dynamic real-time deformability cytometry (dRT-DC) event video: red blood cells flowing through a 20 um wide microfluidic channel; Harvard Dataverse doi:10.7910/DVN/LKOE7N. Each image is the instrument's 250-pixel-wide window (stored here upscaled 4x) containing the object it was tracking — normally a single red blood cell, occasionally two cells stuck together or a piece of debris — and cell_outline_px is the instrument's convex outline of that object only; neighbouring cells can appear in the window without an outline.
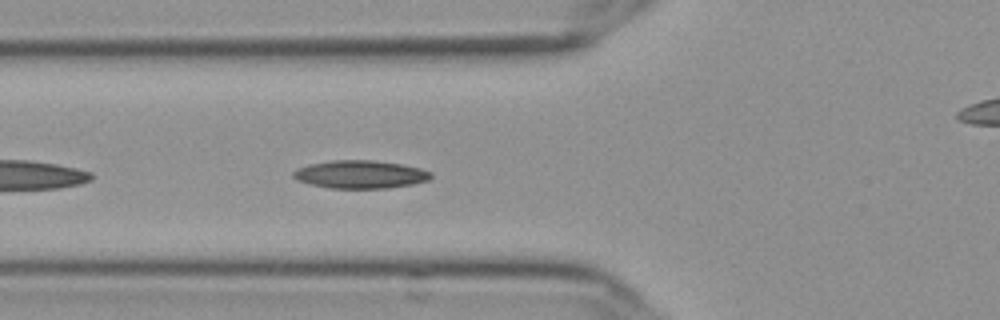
{"species": "Egyptian fruit bat (a non-hibernating species)", "species_latin": "Rousettus aegyptiacus", "temperature_condition": "cold", "stored_images_in_passage": 33, "camera_frame_rate_fps": 3000, "um_per_image_px": 0.085, "frame": {"image": 1, "passage_image": 5, "time_ms": 1.333, "image_size_px": [1000, 320], "cell_outline_px": [[432, 176], [428, 180], [412, 184], [388, 188], [328, 188], [308, 184], [296, 180], [292, 176], [292, 172], [300, 168], [312, 164], [332, 160], [372, 160], [400, 164], [420, 168], [432, 172]], "centroid_in_image_um": [30.62, 14.83], "position_along_channel_um": 95.2, "area_um2": 22.37}}
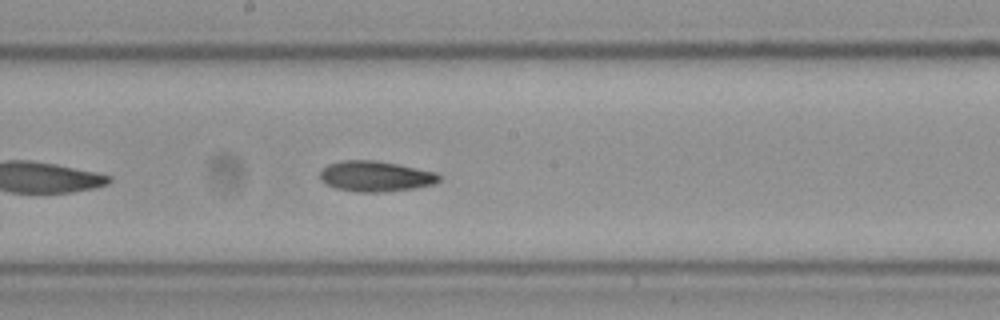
{"frame": {"image": 2, "passage_image": 15, "time_ms": 4.667, "image_size_px": [1000, 320], "cell_outline_px": [[440, 180], [436, 184], [412, 188], [384, 192], [356, 192], [336, 188], [320, 180], [320, 172], [328, 164], [344, 160], [372, 160], [396, 164], [436, 172], [440, 176]], "centroid_in_image_um": [31.92, 14.99], "position_along_channel_um": 216.3, "area_um2": 21.04}}
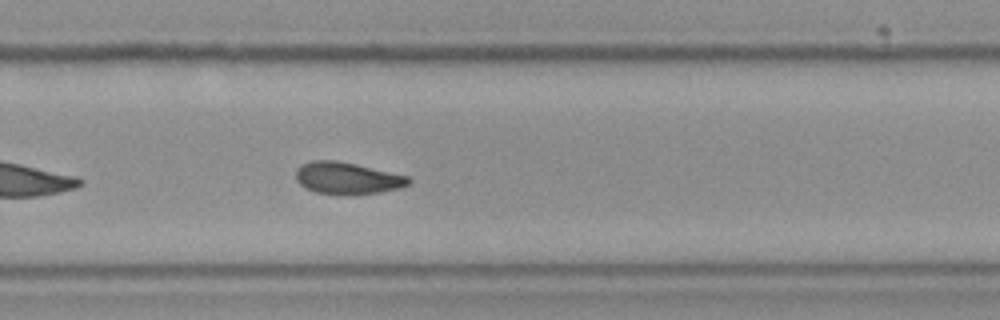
{"frame": {"image": 3, "passage_image": 22, "time_ms": 7.0, "image_size_px": [1000, 320], "cell_outline_px": [[412, 180], [408, 184], [400, 188], [380, 192], [316, 192], [300, 184], [296, 180], [296, 168], [300, 164], [312, 160], [336, 160], [356, 164], [408, 176]], "centroid_in_image_um": [29.5, 15.09], "position_along_channel_um": 300.3, "area_um2": 20.23}}